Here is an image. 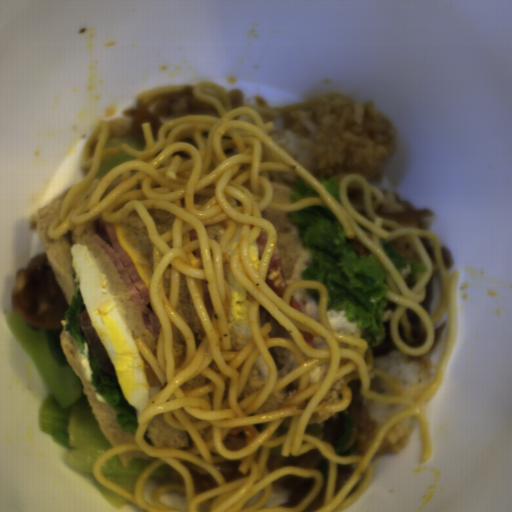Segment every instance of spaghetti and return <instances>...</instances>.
Listing matches in <instances>:
<instances>
[{
    "instance_id": "c7327b10",
    "label": "spaghetti",
    "mask_w": 512,
    "mask_h": 512,
    "mask_svg": "<svg viewBox=\"0 0 512 512\" xmlns=\"http://www.w3.org/2000/svg\"><path fill=\"white\" fill-rule=\"evenodd\" d=\"M200 102L212 105L218 115L187 114L159 125L156 141L150 121L141 132L143 151L128 143L106 148L108 119L95 122L86 137L78 164L88 170L64 195L57 217L48 227L50 240H59L70 229L82 237L89 222L100 218L117 224L137 211L153 243V273L149 303L161 325L157 357L140 337L133 344L160 381L161 389L138 415L135 443L119 444L97 457L93 477L144 512H303L320 494L324 475L318 470L284 465L269 472L271 450L284 443L281 455L298 456L313 449L330 459L322 508L312 512H342L372 485L376 476L372 459L394 424L418 416L422 462L433 455L431 419L424 404L432 399L444 377L457 343L460 269L450 273L440 241L432 231L410 228L376 213L385 201L379 187L359 174L344 175L338 184L340 202L298 161L273 141L268 133L282 112L243 103L233 108L226 88L200 81L191 86ZM125 152L137 159L125 161L103 178H94L106 156ZM268 170L290 172L303 178L320 198H303L293 204L272 200ZM326 207L338 219L347 237H356L392 272L385 297L398 304L384 311L398 350L422 356L436 340L434 326L446 310L448 339L430 384L414 400L401 381L374 367V354L360 331L352 336L334 332L326 313L329 291L317 280H299L282 293V299L265 283L277 234L261 218L267 207L276 212H296ZM146 209H164L176 215L172 230L158 235ZM223 222L219 243L208 238L204 226ZM269 237L260 272L249 259V246L261 230ZM407 240L428 270L410 290L380 241ZM223 261L248 291L252 339L232 351ZM180 273L206 333L196 350L190 326L177 313ZM320 291V323L289 305L296 289ZM260 304L293 338H269L271 323L260 326ZM284 347L295 355L297 367L277 379V366L268 349ZM263 355L270 379L264 387L238 403L254 361ZM295 394L276 410L257 411L268 397L297 378ZM360 379V394L382 404L409 405L387 417L366 455H335L333 445L304 434L307 424L320 423L347 408L353 398L348 383ZM170 427L188 431L194 446L187 450L155 447L144 432L156 414ZM251 414V415H249ZM143 451L159 458L139 475L133 494L102 475L109 458L126 451ZM168 464L182 477L184 487L163 484L152 491L151 504L143 487L151 472ZM211 473L220 487L195 494L189 470ZM291 474L316 482L295 507H263L272 482ZM187 493L186 510L164 505L159 495ZM263 507V508H262Z\"/></svg>"
}]
</instances>
